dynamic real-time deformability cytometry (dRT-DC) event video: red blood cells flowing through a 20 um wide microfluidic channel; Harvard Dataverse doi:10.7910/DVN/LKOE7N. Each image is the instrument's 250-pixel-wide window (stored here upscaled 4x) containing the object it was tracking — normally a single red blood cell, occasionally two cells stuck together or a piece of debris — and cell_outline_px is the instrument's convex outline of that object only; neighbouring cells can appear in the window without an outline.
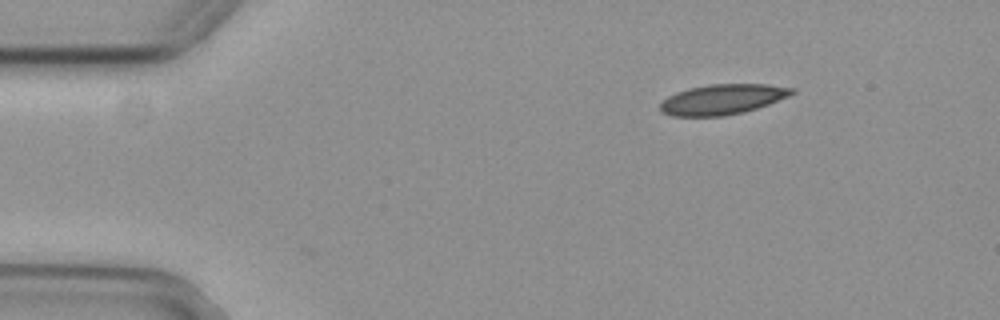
{"species": "common noctule bat (a hibernating species)", "species_latin": "Nyctalus noctula", "temperature_condition": "cold", "stored_images_in_passage": 37, "camera_frame_rate_fps": 3000, "um_per_image_px": 0.085, "animal": {"sex": "female", "body_mass_g": 29.2, "forearm_length_mm": 56.3}, "frame": {"image": 1, "passage_image": 1, "time_ms": 0.0, "image_size_px": [1000, 320], "cell_outline_px": [[796, 92], [788, 96], [768, 104], [744, 112], [724, 116], [672, 116], [660, 112], [660, 104], [668, 96], [676, 92], [688, 88], [708, 84], [768, 84], [796, 88]], "centroid_in_image_um": [61.41, 8.44], "position_along_channel_um": 23.6, "area_um2": 23.29}}
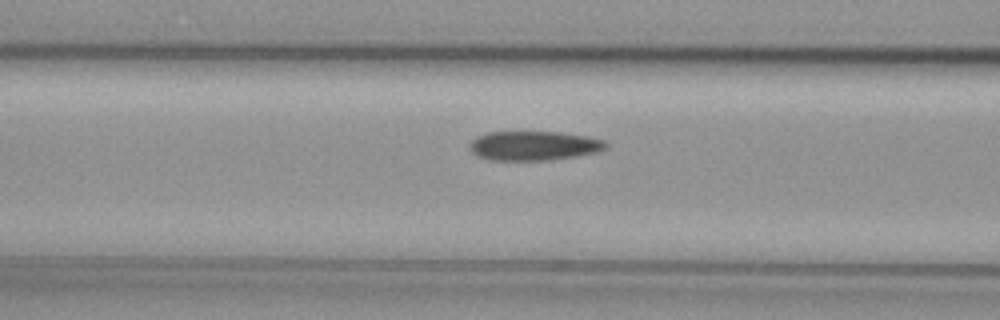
{"frame": {"image": 2, "passage_image": 15, "time_ms": 4.667, "image_size_px": [1000, 320], "cell_outline_px": [[608, 148], [596, 152], [576, 156], [548, 160], [488, 160], [476, 156], [468, 148], [468, 144], [476, 136], [488, 132], [560, 132], [588, 136], [604, 140], [608, 144]], "centroid_in_image_um": [45.35, 12.38], "position_along_channel_um": 121.3, "area_um2": 23.52}}
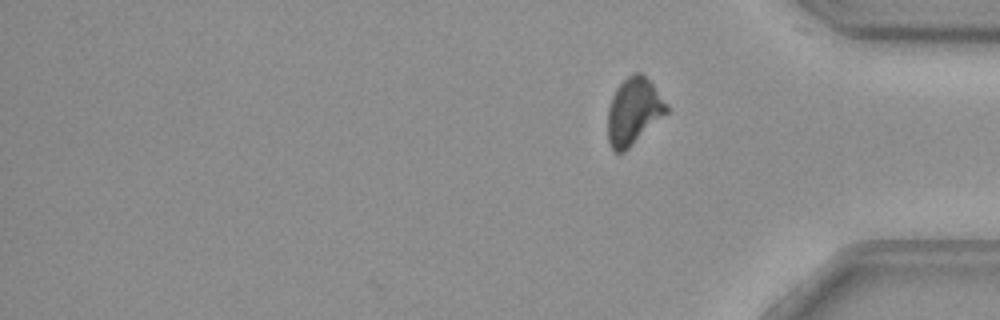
{"frame": {"image": 3, "passage_image": 37, "time_ms": 12.0, "image_size_px": [1000, 320], "cell_outline_px": [[668, 112], [624, 152], [612, 152], [608, 140], [608, 108], [612, 96], [616, 88], [628, 76], [636, 72], [640, 72], [652, 84], [668, 104]], "centroid_in_image_um": [53.84, 9.47], "position_along_channel_um": 381.4, "area_um2": 22.66}, "authors_computed_cell_mechanics": {"area_um2": 23.987, "velocity_mm_per_s": 3.6951, "shape_relaxation_time_tau1_ms": 9.4988, "shape_relaxation_time_tau2_ms": 4.2253, "deformation_change_tau1": 0.1858, "deformation_change_tau2": 0.0981}}